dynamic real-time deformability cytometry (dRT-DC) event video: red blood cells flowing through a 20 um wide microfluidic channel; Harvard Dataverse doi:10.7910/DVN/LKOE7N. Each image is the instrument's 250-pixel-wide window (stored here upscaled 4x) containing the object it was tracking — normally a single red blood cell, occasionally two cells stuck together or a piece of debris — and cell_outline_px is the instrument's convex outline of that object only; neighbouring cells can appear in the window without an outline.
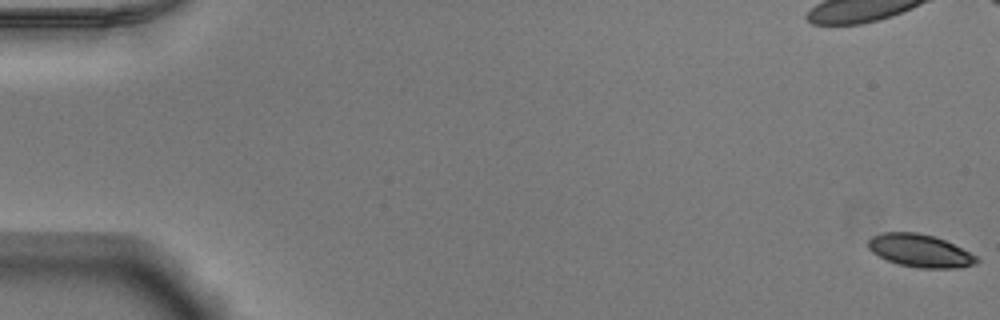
{"species": "Egyptian fruit bat (a non-hibernating species)", "species_latin": "Rousettus aegyptiacus", "temperature_condition": "warm", "stored_images_in_passage": 55, "camera_frame_rate_fps": 3000, "um_per_image_px": 0.085, "animal": {"sex": "male"}, "frame": {"image": 1, "passage_image": 1, "time_ms": 0.0, "image_size_px": [1000, 320], "cell_outline_px": [[980, 260], [976, 264], [960, 268], [916, 268], [896, 264], [872, 252], [868, 248], [868, 240], [872, 236], [884, 232], [916, 232], [932, 236], [944, 240], [976, 256]], "centroid_in_image_um": [78.18, 21.32], "position_along_channel_um": 6.8, "area_um2": 20.63}}
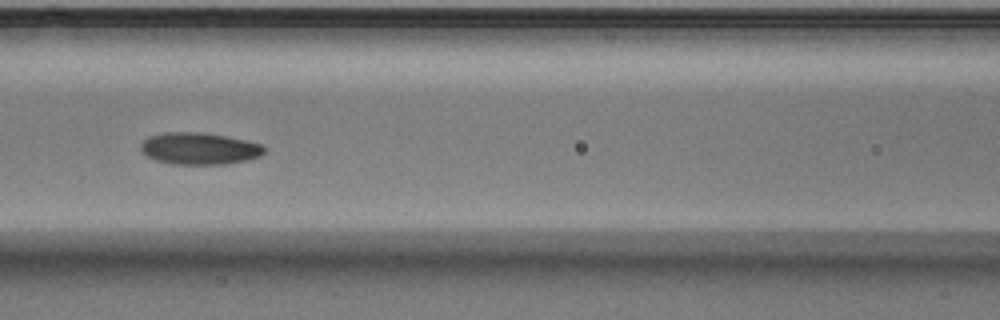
{"frame": {"image": 2, "passage_image": 25, "time_ms": 8.0, "image_size_px": [1000, 320], "cell_outline_px": [[264, 152], [260, 156], [248, 160], [228, 164], [172, 164], [156, 160], [148, 156], [140, 148], [140, 144], [148, 136], [164, 132], [204, 132], [264, 144]], "centroid_in_image_um": [16.95, 12.62], "position_along_channel_um": 149.7, "area_um2": 23.0}}
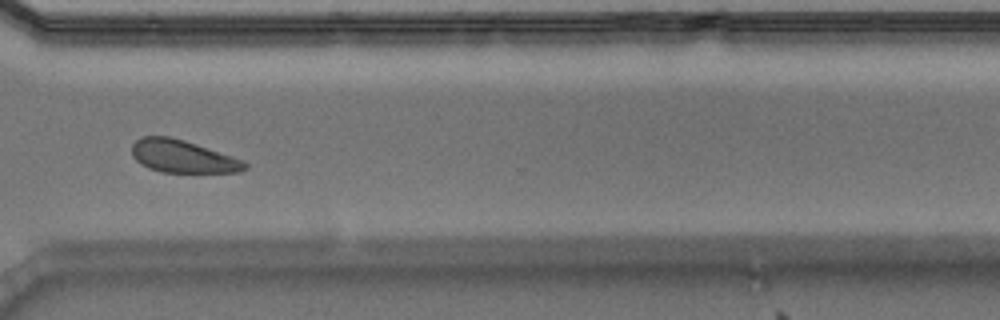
{"frame": {"image": 3, "passage_image": 41, "time_ms": 13.333, "image_size_px": [1000, 320], "cell_outline_px": [[248, 168], [240, 172], [160, 172], [148, 168], [140, 164], [132, 156], [132, 144], [140, 136], [168, 136], [184, 140], [244, 160], [248, 164]], "centroid_in_image_um": [15.51, 13.3], "position_along_channel_um": 355.1, "area_um2": 21.56}, "authors_computed_cell_mechanics": {"area_um2": 22.1374, "velocity_mm_per_s": 3.8548, "shape_relaxation_time_tau1_ms": 1.8208, "shape_relaxation_time_tau2_ms": 7.356, "deformation_change_tau1": 0.0878, "deformation_change_tau2": 0.1115}}